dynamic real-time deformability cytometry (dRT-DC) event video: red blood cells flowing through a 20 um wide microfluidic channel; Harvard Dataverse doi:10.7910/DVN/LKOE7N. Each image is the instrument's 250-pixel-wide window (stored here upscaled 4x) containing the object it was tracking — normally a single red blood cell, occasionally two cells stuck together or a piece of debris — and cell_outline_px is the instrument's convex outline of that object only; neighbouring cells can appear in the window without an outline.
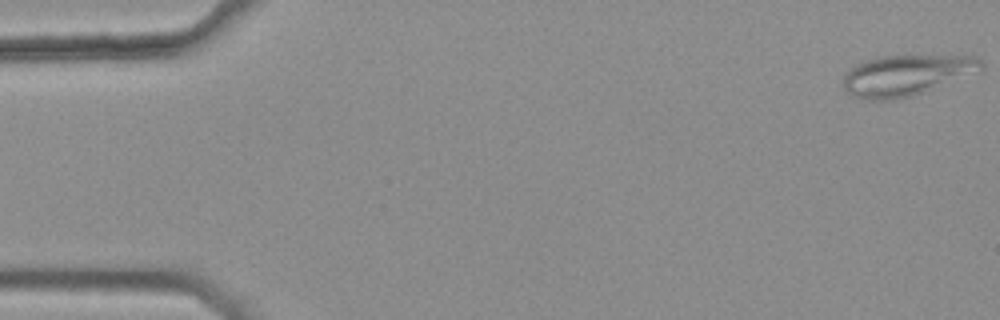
{"species": "common noctule bat (a hibernating species)", "species_latin": "Nyctalus noctula", "temperature_condition": "warm", "stored_images_in_passage": 15, "camera_frame_rate_fps": 3000, "um_per_image_px": 0.085, "animal": {"sex": "female", "body_mass_g": 25.1}, "frame": {"image": 1, "passage_image": 1, "time_ms": 0.0, "image_size_px": [1000, 320], "cell_outline_px": [[984, 68], [924, 92], [912, 96], [892, 100], [864, 100], [848, 96], [840, 84], [844, 72], [856, 64], [864, 60], [880, 56], [976, 56], [984, 64]], "centroid_in_image_um": [76.9, 6.41], "position_along_channel_um": 8.1, "area_um2": 33.0}}